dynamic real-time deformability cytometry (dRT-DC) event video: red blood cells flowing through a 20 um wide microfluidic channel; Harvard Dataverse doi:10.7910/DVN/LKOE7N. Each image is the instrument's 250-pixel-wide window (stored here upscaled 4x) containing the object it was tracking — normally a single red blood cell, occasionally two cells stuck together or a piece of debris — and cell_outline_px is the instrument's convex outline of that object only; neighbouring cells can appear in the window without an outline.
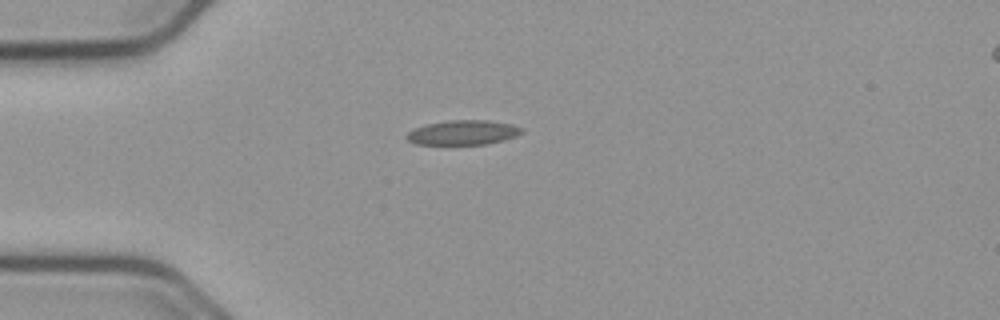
{"species": "common noctule bat (a hibernating species)", "species_latin": "Nyctalus noctula", "temperature_condition": "cold", "stored_images_in_passage": 41, "camera_frame_rate_fps": 3000, "um_per_image_px": 0.085, "animal": {"sex": "male", "body_mass_g": 23.1, "forearm_length_mm": 52.7}, "frame": {"image": 1, "passage_image": 1, "time_ms": 0.0, "image_size_px": [1000, 320], "cell_outline_px": [[524, 132], [516, 136], [504, 140], [488, 144], [416, 144], [408, 140], [404, 136], [408, 132], [416, 128], [428, 124], [448, 120], [488, 120], [512, 124], [524, 128]], "centroid_in_image_um": [39.41, 11.26], "position_along_channel_um": 45.6, "area_um2": 16.53}}
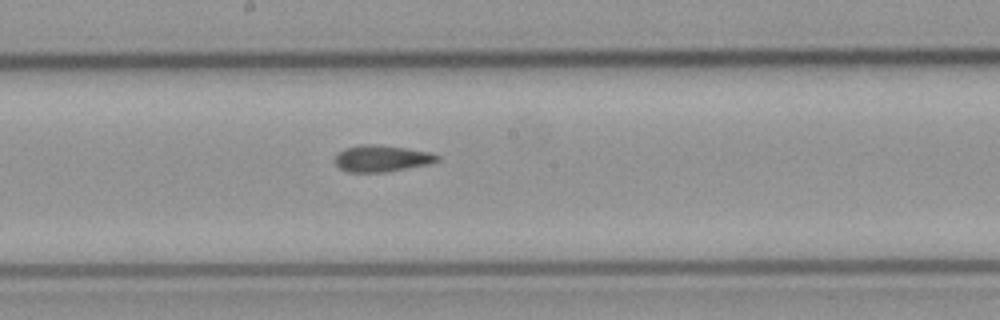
{"frame": {"image": 2, "passage_image": 16, "time_ms": 5.0, "image_size_px": [1000, 320], "cell_outline_px": [[440, 160], [428, 164], [384, 172], [348, 172], [340, 168], [332, 160], [336, 152], [344, 148], [360, 144], [376, 144], [432, 152], [440, 156]], "centroid_in_image_um": [32.39, 13.46], "position_along_channel_um": 215.8, "area_um2": 16.01}}
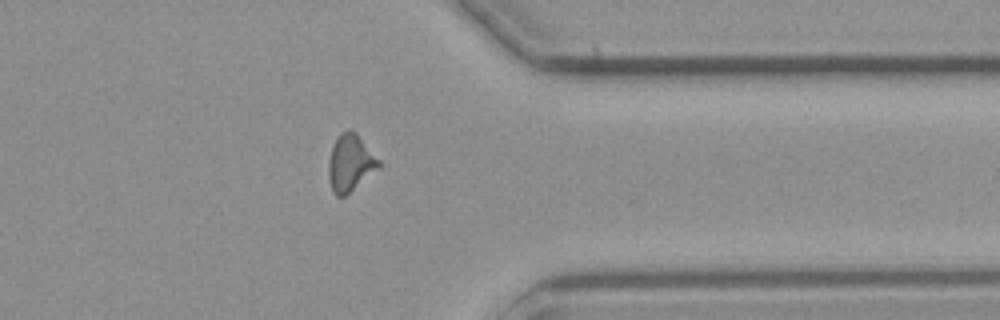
{"frame": {"image": 3, "passage_image": 30, "time_ms": 9.667, "image_size_px": [1000, 320], "cell_outline_px": [[380, 168], [344, 196], [336, 196], [332, 192], [328, 176], [328, 160], [336, 136], [340, 132], [348, 128], [356, 132], [380, 160]], "centroid_in_image_um": [29.77, 13.82], "position_along_channel_um": 381.6, "area_um2": 16.82}, "authors_computed_cell_mechanics": {"area_um2": 15.7794, "velocity_mm_per_s": 3.7554, "shape_relaxation_time_tau1_ms": null, "shape_relaxation_time_tau2_ms": 4.1909, "deformation_change_tau1": null, "deformation_change_tau2": 0.0896}}